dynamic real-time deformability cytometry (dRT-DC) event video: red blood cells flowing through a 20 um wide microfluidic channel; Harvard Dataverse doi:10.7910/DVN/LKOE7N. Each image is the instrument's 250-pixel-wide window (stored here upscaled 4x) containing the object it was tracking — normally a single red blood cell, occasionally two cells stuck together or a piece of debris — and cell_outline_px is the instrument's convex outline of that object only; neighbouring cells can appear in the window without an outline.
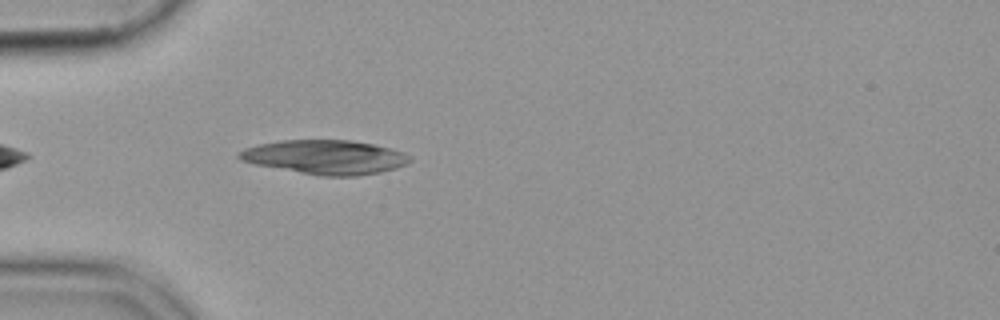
{"species": "common noctule bat (a hibernating species)", "species_latin": "Nyctalus noctula", "temperature_condition": "cold", "stored_images_in_passage": 39, "camera_frame_rate_fps": 3000, "um_per_image_px": 0.085, "animal": {"sex": "female", "body_mass_g": 19.9}, "frame": {"image": 1, "passage_image": 1, "time_ms": 0.0, "image_size_px": [1000, 320], "cell_outline_px": [[412, 160], [396, 168], [380, 172], [356, 176], [320, 176], [256, 164], [240, 160], [236, 156], [244, 148], [260, 144], [280, 140], [348, 140], [372, 144], [404, 152], [412, 156]], "centroid_in_image_um": [27.65, 13.35], "position_along_channel_um": 57.3, "area_um2": 33.76}}
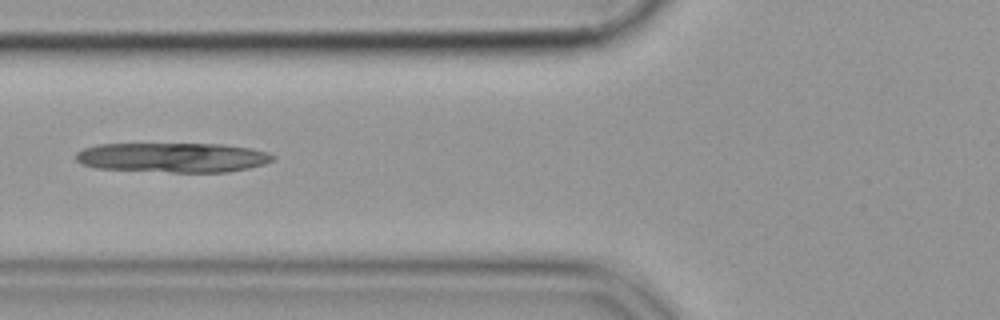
{"frame": {"image": 2, "passage_image": 6, "time_ms": 1.667, "image_size_px": [1000, 320], "cell_outline_px": [[276, 156], [272, 160], [264, 164], [248, 168], [228, 172], [172, 172], [96, 168], [80, 164], [76, 160], [76, 152], [84, 148], [100, 144], [224, 144], [252, 148], [268, 152]], "centroid_in_image_um": [14.7, 13.38], "position_along_channel_um": 111.1, "area_um2": 34.16}}